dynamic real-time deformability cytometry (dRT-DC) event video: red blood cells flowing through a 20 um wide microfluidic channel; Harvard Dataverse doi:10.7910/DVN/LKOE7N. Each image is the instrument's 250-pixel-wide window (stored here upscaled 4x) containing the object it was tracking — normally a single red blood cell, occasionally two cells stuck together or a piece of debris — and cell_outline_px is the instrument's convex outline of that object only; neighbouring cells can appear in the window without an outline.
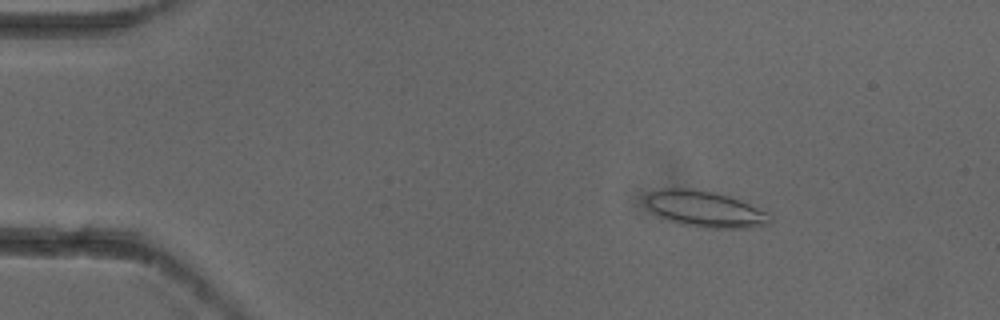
{"species": "common noctule bat (a hibernating species)", "species_latin": "Nyctalus noctula", "temperature_condition": "cold", "stored_images_in_passage": 5, "camera_frame_rate_fps": 3000, "um_per_image_px": 0.085, "animal": {"sex": "female"}, "frame": {"image": 1, "passage_image": 3, "time_ms": 0.667, "image_size_px": [1000, 320], "cell_outline_px": [[772, 224], [752, 228], [696, 228], [680, 224], [668, 220], [652, 212], [644, 196], [648, 192], [660, 188], [688, 188], [712, 192], [728, 196], [768, 212], [772, 216]], "centroid_in_image_um": [59.94, 17.79], "position_along_channel_um": 25.1, "area_um2": 26.41}}